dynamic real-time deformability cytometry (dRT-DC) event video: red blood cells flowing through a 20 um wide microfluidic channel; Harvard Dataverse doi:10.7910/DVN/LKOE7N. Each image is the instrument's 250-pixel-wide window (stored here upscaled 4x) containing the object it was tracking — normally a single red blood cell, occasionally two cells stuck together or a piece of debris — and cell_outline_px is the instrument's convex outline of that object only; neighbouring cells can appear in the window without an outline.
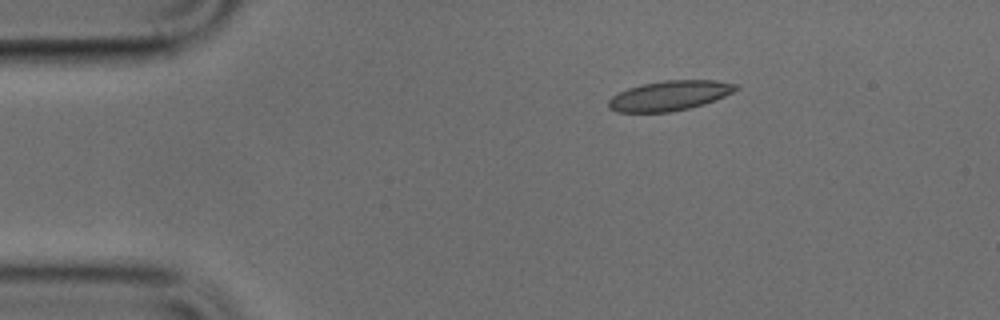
{"species": "common noctule bat (a hibernating species)", "species_latin": "Nyctalus noctula", "temperature_condition": "cold", "stored_images_in_passage": 42, "camera_frame_rate_fps": 3000, "um_per_image_px": 0.085, "animal": {"sex": "male", "body_mass_g": 17.9, "forearm_length_mm": 54.2}, "frame": {"image": 1, "passage_image": 1, "time_ms": 0.0, "image_size_px": [1000, 320], "cell_outline_px": [[740, 88], [716, 100], [704, 104], [672, 112], [616, 112], [608, 108], [608, 100], [612, 96], [628, 88], [640, 84], [664, 80], [716, 80], [736, 84]], "centroid_in_image_um": [56.9, 8.13], "position_along_channel_um": 28.1, "area_um2": 22.25}}
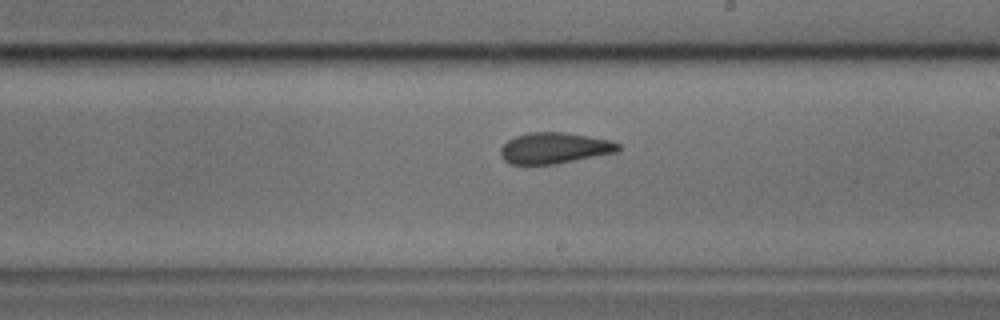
{"frame": {"image": 2, "passage_image": 21, "time_ms": 6.667, "image_size_px": [1000, 320], "cell_outline_px": [[620, 148], [616, 152], [552, 164], [512, 164], [504, 160], [500, 156], [500, 148], [508, 140], [516, 136], [528, 132], [564, 132], [612, 140], [620, 144]], "centroid_in_image_um": [47.1, 12.57], "position_along_channel_um": 241.9, "area_um2": 21.1}}
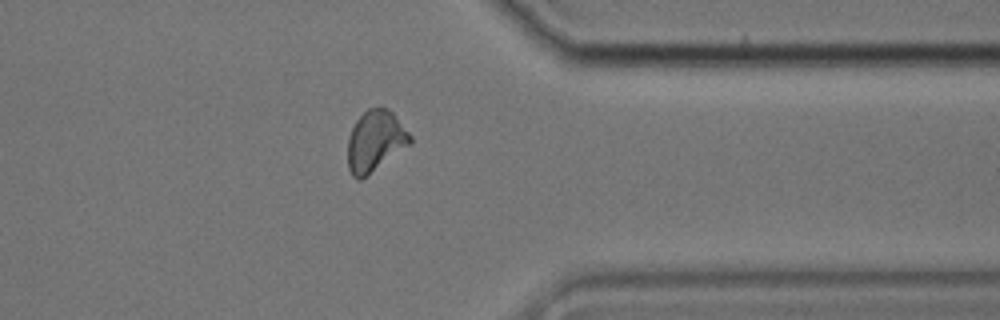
{"frame": {"image": 3, "passage_image": 32, "time_ms": 10.333, "image_size_px": [1000, 320], "cell_outline_px": [[412, 144], [360, 180], [352, 176], [348, 168], [348, 140], [352, 128], [356, 120], [368, 108], [388, 108], [392, 112], [412, 136]], "centroid_in_image_um": [31.91, 11.99], "position_along_channel_um": 379.5, "area_um2": 22.08}}